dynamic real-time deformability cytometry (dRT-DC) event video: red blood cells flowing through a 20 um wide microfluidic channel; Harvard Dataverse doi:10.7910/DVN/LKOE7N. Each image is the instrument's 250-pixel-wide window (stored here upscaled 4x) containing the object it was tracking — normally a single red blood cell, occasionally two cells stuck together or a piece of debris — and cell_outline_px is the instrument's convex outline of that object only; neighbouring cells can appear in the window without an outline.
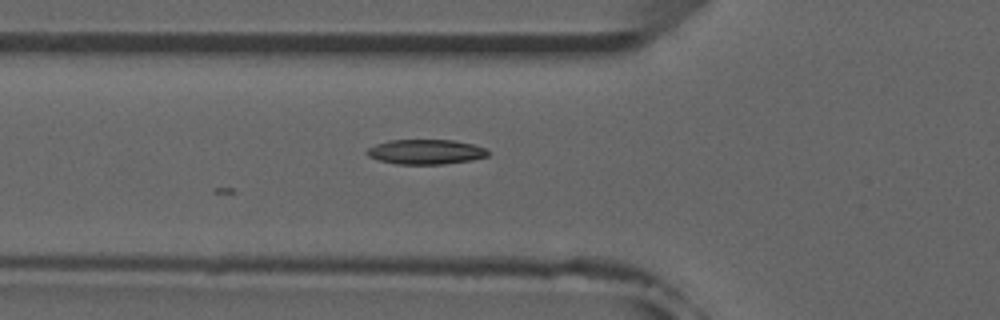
{"species": "common noctule bat (a hibernating species)", "species_latin": "Nyctalus noctula", "temperature_condition": "room temperature", "stored_images_in_passage": 3, "camera_frame_rate_fps": 3000, "um_per_image_px": 0.085, "animal": {"sex": "male", "forearm_length_mm": 52.5}, "frame": {"image": 1, "passage_image": 3, "time_ms": 0.667, "image_size_px": [1000, 320], "cell_outline_px": [[488, 156], [472, 160], [444, 164], [396, 164], [380, 160], [368, 156], [364, 152], [368, 148], [376, 144], [388, 140], [452, 140], [472, 144], [488, 148]], "centroid_in_image_um": [36.19, 12.9], "position_along_channel_um": 89.6, "area_um2": 17.57}}